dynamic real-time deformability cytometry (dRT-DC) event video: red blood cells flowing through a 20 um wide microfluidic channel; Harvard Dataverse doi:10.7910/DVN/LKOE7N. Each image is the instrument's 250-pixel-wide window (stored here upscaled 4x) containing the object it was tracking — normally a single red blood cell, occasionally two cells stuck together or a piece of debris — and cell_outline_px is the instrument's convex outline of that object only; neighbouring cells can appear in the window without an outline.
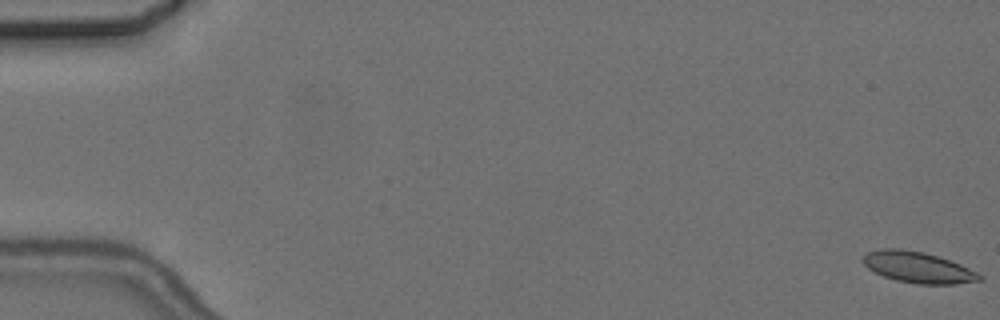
{"species": "common noctule bat (a hibernating species)", "species_latin": "Nyctalus noctula", "temperature_condition": "cold", "stored_images_in_passage": 6, "camera_frame_rate_fps": 3000, "um_per_image_px": 0.085, "animal": {"sex": "female", "body_mass_g": 24.6, "forearm_length_mm": 56.2}, "frame": {"image": 1, "passage_image": 1, "time_ms": 0.0, "image_size_px": [1000, 320], "cell_outline_px": [[984, 280], [956, 284], [916, 284], [896, 280], [884, 276], [868, 268], [860, 260], [860, 256], [868, 252], [880, 248], [900, 248], [924, 252], [960, 264], [984, 276]], "centroid_in_image_um": [78.0, 22.72], "position_along_channel_um": 7.0, "area_um2": 21.21}}
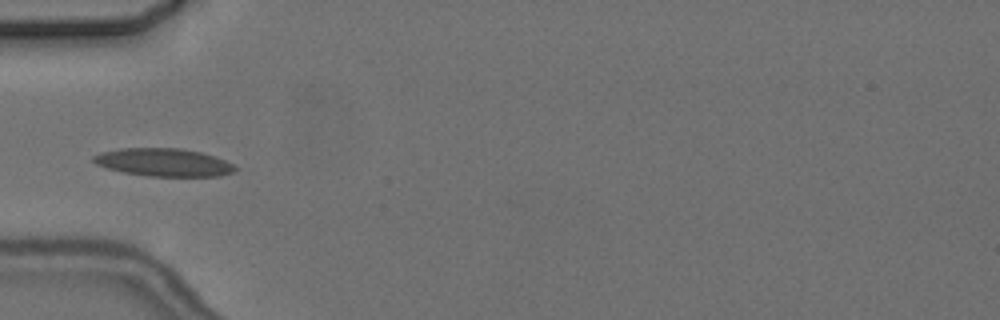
{"frame": {"image": 2, "passage_image": 6, "time_ms": 6.333, "image_size_px": [1000, 320], "cell_outline_px": [[236, 168], [232, 172], [220, 176], [148, 176], [124, 172], [108, 168], [96, 164], [92, 160], [92, 156], [100, 152], [120, 148], [180, 148], [200, 152], [224, 160], [232, 164]], "centroid_in_image_um": [13.86, 13.79], "position_along_channel_um": 71.1, "area_um2": 22.83}}